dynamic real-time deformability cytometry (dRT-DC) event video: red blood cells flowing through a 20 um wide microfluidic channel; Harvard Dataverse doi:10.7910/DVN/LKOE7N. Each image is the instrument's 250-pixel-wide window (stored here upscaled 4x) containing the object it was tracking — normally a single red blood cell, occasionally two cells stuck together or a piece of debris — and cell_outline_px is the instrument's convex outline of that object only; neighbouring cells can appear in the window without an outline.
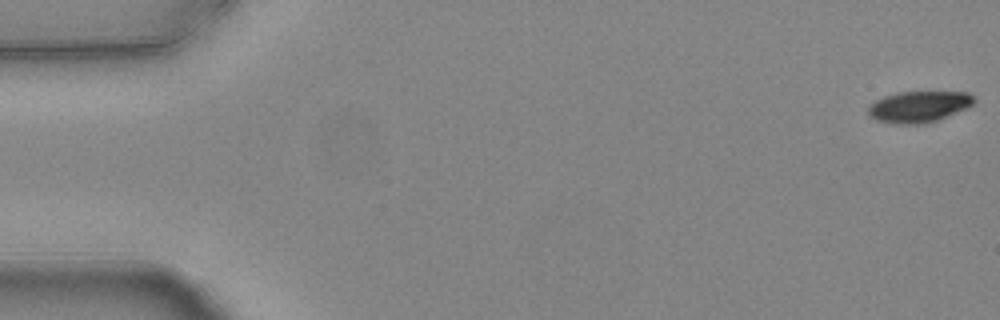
{"species": "common noctule bat (a hibernating species)", "species_latin": "Nyctalus noctula", "temperature_condition": "warm", "stored_images_in_passage": 9, "camera_frame_rate_fps": 3000, "um_per_image_px": 0.085, "animal": {"sex": "female", "body_mass_g": 24.6, "forearm_length_mm": 56.2}, "frame": {"image": 1, "passage_image": 1, "time_ms": 0.0, "image_size_px": [1000, 320], "cell_outline_px": [[976, 100], [972, 104], [964, 108], [936, 120], [924, 124], [896, 124], [876, 120], [868, 116], [868, 104], [884, 96], [896, 92], [968, 92]], "centroid_in_image_um": [78.02, 9.06], "position_along_channel_um": 7.0, "area_um2": 19.13}}